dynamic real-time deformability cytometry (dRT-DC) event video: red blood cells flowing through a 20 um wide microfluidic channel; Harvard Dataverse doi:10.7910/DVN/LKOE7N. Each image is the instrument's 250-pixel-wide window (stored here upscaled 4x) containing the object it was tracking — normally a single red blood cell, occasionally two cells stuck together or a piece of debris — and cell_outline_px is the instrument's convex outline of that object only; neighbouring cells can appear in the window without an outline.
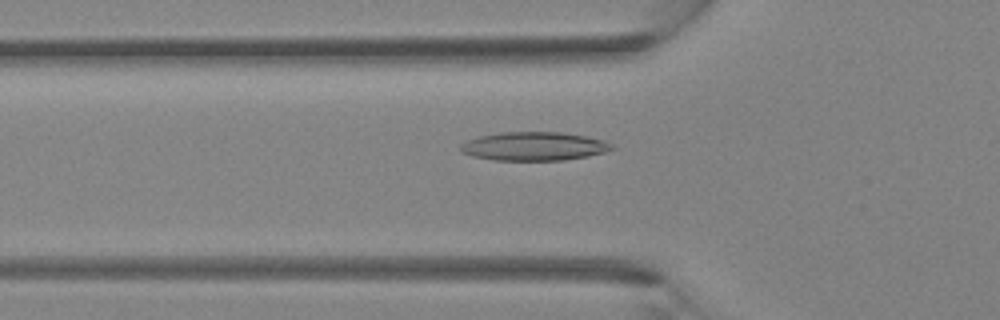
{"species": "Egyptian fruit bat (a non-hibernating species)", "species_latin": "Rousettus aegyptiacus", "temperature_condition": "room temperature", "stored_images_in_passage": 40, "camera_frame_rate_fps": 3000, "um_per_image_px": 0.085, "animal": {"sex": "female"}, "frame": {"image": 1, "passage_image": 14, "time_ms": 4.333, "image_size_px": [1000, 320], "cell_outline_px": [[616, 148], [604, 152], [588, 156], [564, 160], [496, 160], [472, 156], [460, 152], [460, 144], [468, 140], [480, 136], [500, 132], [560, 132], [584, 136], [604, 140], [612, 144]], "centroid_in_image_um": [45.38, 12.43], "position_along_channel_um": 80.4, "area_um2": 25.2}}
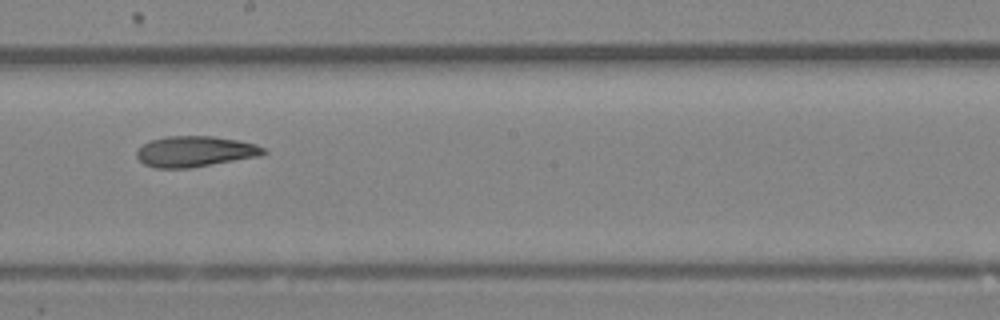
{"frame": {"image": 2, "passage_image": 23, "time_ms": 7.333, "image_size_px": [1000, 320], "cell_outline_px": [[268, 152], [260, 156], [188, 168], [156, 168], [144, 164], [136, 156], [136, 152], [144, 144], [152, 140], [164, 136], [212, 136], [236, 140], [256, 144], [264, 148]], "centroid_in_image_um": [16.58, 12.87], "position_along_channel_um": 231.6, "area_um2": 22.54}}
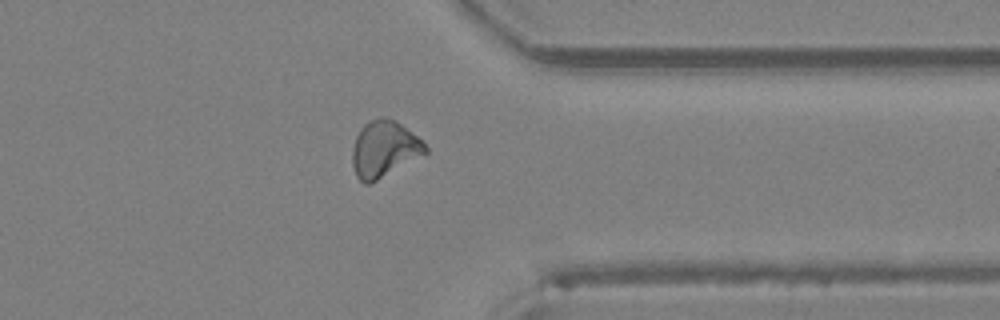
{"frame": {"image": 3, "passage_image": 32, "time_ms": 10.333, "image_size_px": [1000, 320], "cell_outline_px": [[428, 152], [376, 180], [368, 184], [364, 184], [356, 176], [352, 164], [352, 148], [356, 136], [360, 128], [364, 124], [380, 116], [384, 116], [396, 120], [416, 136], [428, 148]], "centroid_in_image_um": [32.62, 12.65], "position_along_channel_um": 378.8, "area_um2": 23.7}}